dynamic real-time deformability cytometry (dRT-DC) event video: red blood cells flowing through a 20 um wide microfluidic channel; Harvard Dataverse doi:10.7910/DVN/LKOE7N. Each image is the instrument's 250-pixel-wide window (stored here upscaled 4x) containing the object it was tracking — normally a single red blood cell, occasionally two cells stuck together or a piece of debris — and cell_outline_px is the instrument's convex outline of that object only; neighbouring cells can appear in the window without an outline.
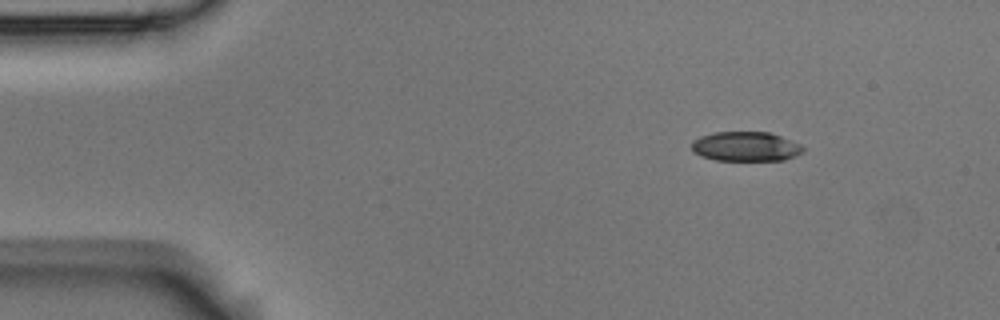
{"species": "Egyptian fruit bat (a non-hibernating species)", "species_latin": "Rousettus aegyptiacus", "temperature_condition": "room temperature", "stored_images_in_passage": 5, "camera_frame_rate_fps": 3000, "um_per_image_px": 0.085, "animal": {"sex": "male"}, "frame": {"image": 1, "passage_image": 1, "time_ms": 0.0, "image_size_px": [1000, 320], "cell_outline_px": [[804, 152], [796, 156], [784, 160], [716, 160], [700, 156], [692, 152], [692, 140], [700, 136], [712, 132], [768, 132], [780, 136], [800, 144], [804, 148]], "centroid_in_image_um": [63.36, 12.45], "position_along_channel_um": 21.6, "area_um2": 19.31}}
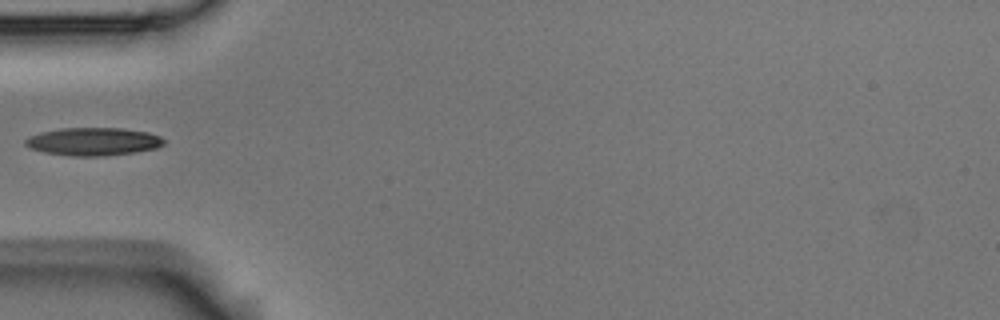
{"frame": {"image": 2, "passage_image": 4, "time_ms": 1.0, "image_size_px": [1000, 320], "cell_outline_px": [[164, 144], [156, 148], [136, 152], [104, 156], [72, 156], [44, 152], [32, 148], [24, 144], [24, 140], [28, 136], [40, 132], [60, 128], [120, 128], [148, 132], [160, 136], [164, 140]], "centroid_in_image_um": [7.92, 12.03], "position_along_channel_um": 77.1, "area_um2": 22.6}}
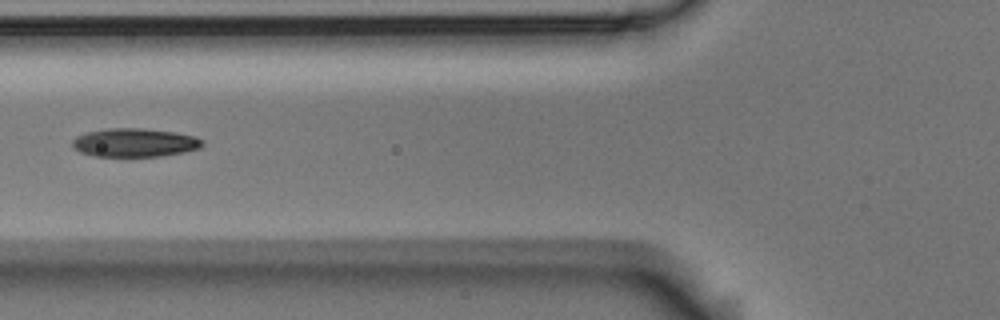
{"frame": {"image": 3, "passage_image": 5, "time_ms": 1.333, "image_size_px": [1000, 320], "cell_outline_px": [[204, 144], [200, 148], [184, 152], [160, 156], [92, 156], [80, 152], [72, 148], [72, 140], [76, 136], [88, 132], [108, 128], [140, 128], [176, 132], [196, 136], [204, 140]], "centroid_in_image_um": [11.46, 12.12], "position_along_channel_um": 114.3, "area_um2": 21.79}}